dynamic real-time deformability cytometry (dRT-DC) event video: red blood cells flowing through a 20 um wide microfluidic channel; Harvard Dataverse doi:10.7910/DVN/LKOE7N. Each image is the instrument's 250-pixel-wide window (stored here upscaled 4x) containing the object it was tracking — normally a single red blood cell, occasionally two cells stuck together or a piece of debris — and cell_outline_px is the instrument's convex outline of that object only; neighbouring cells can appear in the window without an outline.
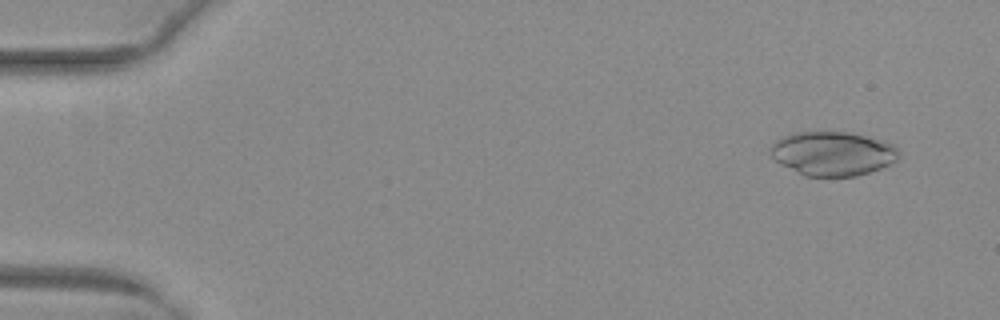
{"species": "common noctule bat (a hibernating species)", "species_latin": "Nyctalus noctula", "temperature_condition": "warm", "stored_images_in_passage": 52, "camera_frame_rate_fps": 3000, "um_per_image_px": 0.085, "animal": {"sex": "female", "body_mass_g": 29.2, "forearm_length_mm": 56.3}, "frame": {"image": 1, "passage_image": 4, "time_ms": 1.0, "image_size_px": [1000, 320], "cell_outline_px": [[900, 156], [896, 160], [880, 168], [856, 176], [804, 176], [780, 164], [772, 156], [772, 144], [776, 140], [792, 132], [848, 132], [880, 140], [892, 144], [900, 152]], "centroid_in_image_um": [70.77, 13.05], "position_along_channel_um": 14.2, "area_um2": 32.66}}